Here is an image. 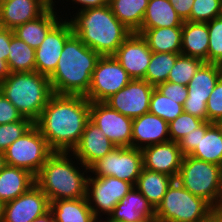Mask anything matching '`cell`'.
I'll use <instances>...</instances> for the list:
<instances>
[{
	"label": "cell",
	"mask_w": 222,
	"mask_h": 222,
	"mask_svg": "<svg viewBox=\"0 0 222 222\" xmlns=\"http://www.w3.org/2000/svg\"><path fill=\"white\" fill-rule=\"evenodd\" d=\"M169 27H183V21L170 2L168 0H149L139 30Z\"/></svg>",
	"instance_id": "83f0119b"
},
{
	"label": "cell",
	"mask_w": 222,
	"mask_h": 222,
	"mask_svg": "<svg viewBox=\"0 0 222 222\" xmlns=\"http://www.w3.org/2000/svg\"><path fill=\"white\" fill-rule=\"evenodd\" d=\"M159 92L179 104H184L188 96L187 86L173 82H163L155 87Z\"/></svg>",
	"instance_id": "7bdbcfd3"
},
{
	"label": "cell",
	"mask_w": 222,
	"mask_h": 222,
	"mask_svg": "<svg viewBox=\"0 0 222 222\" xmlns=\"http://www.w3.org/2000/svg\"><path fill=\"white\" fill-rule=\"evenodd\" d=\"M4 211H5V203L3 201H0V222H3Z\"/></svg>",
	"instance_id": "f5cc1de1"
},
{
	"label": "cell",
	"mask_w": 222,
	"mask_h": 222,
	"mask_svg": "<svg viewBox=\"0 0 222 222\" xmlns=\"http://www.w3.org/2000/svg\"><path fill=\"white\" fill-rule=\"evenodd\" d=\"M136 33L141 34L152 52L181 53L182 27L152 28Z\"/></svg>",
	"instance_id": "f1b7e54d"
},
{
	"label": "cell",
	"mask_w": 222,
	"mask_h": 222,
	"mask_svg": "<svg viewBox=\"0 0 222 222\" xmlns=\"http://www.w3.org/2000/svg\"><path fill=\"white\" fill-rule=\"evenodd\" d=\"M32 222H56L51 211L47 212L41 217L34 219Z\"/></svg>",
	"instance_id": "681fc988"
},
{
	"label": "cell",
	"mask_w": 222,
	"mask_h": 222,
	"mask_svg": "<svg viewBox=\"0 0 222 222\" xmlns=\"http://www.w3.org/2000/svg\"><path fill=\"white\" fill-rule=\"evenodd\" d=\"M117 147L90 120L77 146L71 152L88 169Z\"/></svg>",
	"instance_id": "d6986e66"
},
{
	"label": "cell",
	"mask_w": 222,
	"mask_h": 222,
	"mask_svg": "<svg viewBox=\"0 0 222 222\" xmlns=\"http://www.w3.org/2000/svg\"><path fill=\"white\" fill-rule=\"evenodd\" d=\"M54 0H7L0 4L1 27L14 30L16 27L36 19Z\"/></svg>",
	"instance_id": "ffe728a7"
},
{
	"label": "cell",
	"mask_w": 222,
	"mask_h": 222,
	"mask_svg": "<svg viewBox=\"0 0 222 222\" xmlns=\"http://www.w3.org/2000/svg\"><path fill=\"white\" fill-rule=\"evenodd\" d=\"M204 122V120L183 111L175 120L168 123L170 141L179 142Z\"/></svg>",
	"instance_id": "8d00e7d4"
},
{
	"label": "cell",
	"mask_w": 222,
	"mask_h": 222,
	"mask_svg": "<svg viewBox=\"0 0 222 222\" xmlns=\"http://www.w3.org/2000/svg\"><path fill=\"white\" fill-rule=\"evenodd\" d=\"M200 126L184 136L178 143L183 156L190 155L199 144Z\"/></svg>",
	"instance_id": "ee69618b"
},
{
	"label": "cell",
	"mask_w": 222,
	"mask_h": 222,
	"mask_svg": "<svg viewBox=\"0 0 222 222\" xmlns=\"http://www.w3.org/2000/svg\"><path fill=\"white\" fill-rule=\"evenodd\" d=\"M222 166V124L205 121L200 126V140L189 155Z\"/></svg>",
	"instance_id": "cb8c5ba5"
},
{
	"label": "cell",
	"mask_w": 222,
	"mask_h": 222,
	"mask_svg": "<svg viewBox=\"0 0 222 222\" xmlns=\"http://www.w3.org/2000/svg\"><path fill=\"white\" fill-rule=\"evenodd\" d=\"M214 209L222 212V171H221V188H220V193L218 197V203Z\"/></svg>",
	"instance_id": "f907efd6"
},
{
	"label": "cell",
	"mask_w": 222,
	"mask_h": 222,
	"mask_svg": "<svg viewBox=\"0 0 222 222\" xmlns=\"http://www.w3.org/2000/svg\"><path fill=\"white\" fill-rule=\"evenodd\" d=\"M90 121L117 147H132L133 119L104 102H90Z\"/></svg>",
	"instance_id": "4fadbf2b"
},
{
	"label": "cell",
	"mask_w": 222,
	"mask_h": 222,
	"mask_svg": "<svg viewBox=\"0 0 222 222\" xmlns=\"http://www.w3.org/2000/svg\"><path fill=\"white\" fill-rule=\"evenodd\" d=\"M181 20L187 21L194 4V0H168Z\"/></svg>",
	"instance_id": "f6af8a7d"
},
{
	"label": "cell",
	"mask_w": 222,
	"mask_h": 222,
	"mask_svg": "<svg viewBox=\"0 0 222 222\" xmlns=\"http://www.w3.org/2000/svg\"><path fill=\"white\" fill-rule=\"evenodd\" d=\"M65 1H66V3H65ZM109 1L110 0H62V1L61 0H54V4L55 5L59 4L58 5L59 8L57 7V10L60 13L61 17L64 19H68L72 14H74L77 11H82V10L88 9V8L103 7V6L109 5ZM64 3L66 4V6L68 8L65 6ZM63 4H64V6H63ZM68 5H70V6H68ZM60 6H62L63 9ZM66 8L68 9L69 12L66 10ZM70 10L71 11L73 10L72 13ZM62 12H63V14H62ZM67 12H68V14H67Z\"/></svg>",
	"instance_id": "ab89813d"
},
{
	"label": "cell",
	"mask_w": 222,
	"mask_h": 222,
	"mask_svg": "<svg viewBox=\"0 0 222 222\" xmlns=\"http://www.w3.org/2000/svg\"><path fill=\"white\" fill-rule=\"evenodd\" d=\"M53 153L46 138L35 125L4 151L7 165L26 169L34 176Z\"/></svg>",
	"instance_id": "ba28073f"
},
{
	"label": "cell",
	"mask_w": 222,
	"mask_h": 222,
	"mask_svg": "<svg viewBox=\"0 0 222 222\" xmlns=\"http://www.w3.org/2000/svg\"><path fill=\"white\" fill-rule=\"evenodd\" d=\"M0 91L23 117L33 123L54 94L49 77L36 71L11 73L0 84Z\"/></svg>",
	"instance_id": "5b68a950"
},
{
	"label": "cell",
	"mask_w": 222,
	"mask_h": 222,
	"mask_svg": "<svg viewBox=\"0 0 222 222\" xmlns=\"http://www.w3.org/2000/svg\"><path fill=\"white\" fill-rule=\"evenodd\" d=\"M142 222H158V220L155 217H151V218H148V219H146L145 221H142Z\"/></svg>",
	"instance_id": "db71d44e"
},
{
	"label": "cell",
	"mask_w": 222,
	"mask_h": 222,
	"mask_svg": "<svg viewBox=\"0 0 222 222\" xmlns=\"http://www.w3.org/2000/svg\"><path fill=\"white\" fill-rule=\"evenodd\" d=\"M13 30L0 27V59L7 61Z\"/></svg>",
	"instance_id": "bcb514c9"
},
{
	"label": "cell",
	"mask_w": 222,
	"mask_h": 222,
	"mask_svg": "<svg viewBox=\"0 0 222 222\" xmlns=\"http://www.w3.org/2000/svg\"><path fill=\"white\" fill-rule=\"evenodd\" d=\"M204 222H222V212L214 210Z\"/></svg>",
	"instance_id": "c3c4849f"
},
{
	"label": "cell",
	"mask_w": 222,
	"mask_h": 222,
	"mask_svg": "<svg viewBox=\"0 0 222 222\" xmlns=\"http://www.w3.org/2000/svg\"><path fill=\"white\" fill-rule=\"evenodd\" d=\"M73 35L71 23L62 18L35 49V71L50 77L57 66L65 42Z\"/></svg>",
	"instance_id": "9a60e30c"
},
{
	"label": "cell",
	"mask_w": 222,
	"mask_h": 222,
	"mask_svg": "<svg viewBox=\"0 0 222 222\" xmlns=\"http://www.w3.org/2000/svg\"><path fill=\"white\" fill-rule=\"evenodd\" d=\"M214 210L209 202L174 180L155 209V218L158 222H204Z\"/></svg>",
	"instance_id": "8992f818"
},
{
	"label": "cell",
	"mask_w": 222,
	"mask_h": 222,
	"mask_svg": "<svg viewBox=\"0 0 222 222\" xmlns=\"http://www.w3.org/2000/svg\"><path fill=\"white\" fill-rule=\"evenodd\" d=\"M113 56L132 79H144L152 51L141 34L132 32Z\"/></svg>",
	"instance_id": "e0dca14e"
},
{
	"label": "cell",
	"mask_w": 222,
	"mask_h": 222,
	"mask_svg": "<svg viewBox=\"0 0 222 222\" xmlns=\"http://www.w3.org/2000/svg\"><path fill=\"white\" fill-rule=\"evenodd\" d=\"M90 120V101L83 95L53 94L34 122L54 152H72Z\"/></svg>",
	"instance_id": "6da1fadb"
},
{
	"label": "cell",
	"mask_w": 222,
	"mask_h": 222,
	"mask_svg": "<svg viewBox=\"0 0 222 222\" xmlns=\"http://www.w3.org/2000/svg\"><path fill=\"white\" fill-rule=\"evenodd\" d=\"M221 77L220 64L204 62L187 85L188 96L183 104L184 112L208 121L206 104Z\"/></svg>",
	"instance_id": "7c38bea8"
},
{
	"label": "cell",
	"mask_w": 222,
	"mask_h": 222,
	"mask_svg": "<svg viewBox=\"0 0 222 222\" xmlns=\"http://www.w3.org/2000/svg\"><path fill=\"white\" fill-rule=\"evenodd\" d=\"M100 57L73 34L65 42L56 69L49 77L53 93L85 96Z\"/></svg>",
	"instance_id": "277c9868"
},
{
	"label": "cell",
	"mask_w": 222,
	"mask_h": 222,
	"mask_svg": "<svg viewBox=\"0 0 222 222\" xmlns=\"http://www.w3.org/2000/svg\"><path fill=\"white\" fill-rule=\"evenodd\" d=\"M142 154L145 169L177 179L183 159L178 142L168 141L150 145L142 149Z\"/></svg>",
	"instance_id": "ac0fdd59"
},
{
	"label": "cell",
	"mask_w": 222,
	"mask_h": 222,
	"mask_svg": "<svg viewBox=\"0 0 222 222\" xmlns=\"http://www.w3.org/2000/svg\"><path fill=\"white\" fill-rule=\"evenodd\" d=\"M35 185V176L23 168L7 165L0 172V201L10 202Z\"/></svg>",
	"instance_id": "484cf974"
},
{
	"label": "cell",
	"mask_w": 222,
	"mask_h": 222,
	"mask_svg": "<svg viewBox=\"0 0 222 222\" xmlns=\"http://www.w3.org/2000/svg\"><path fill=\"white\" fill-rule=\"evenodd\" d=\"M209 45L207 63H222V15L207 22Z\"/></svg>",
	"instance_id": "d590c367"
},
{
	"label": "cell",
	"mask_w": 222,
	"mask_h": 222,
	"mask_svg": "<svg viewBox=\"0 0 222 222\" xmlns=\"http://www.w3.org/2000/svg\"><path fill=\"white\" fill-rule=\"evenodd\" d=\"M16 121H31L22 116L16 107L0 91V125Z\"/></svg>",
	"instance_id": "b9f144b4"
},
{
	"label": "cell",
	"mask_w": 222,
	"mask_h": 222,
	"mask_svg": "<svg viewBox=\"0 0 222 222\" xmlns=\"http://www.w3.org/2000/svg\"><path fill=\"white\" fill-rule=\"evenodd\" d=\"M170 141L168 123L150 112L133 119L132 147L143 149Z\"/></svg>",
	"instance_id": "44dd1931"
},
{
	"label": "cell",
	"mask_w": 222,
	"mask_h": 222,
	"mask_svg": "<svg viewBox=\"0 0 222 222\" xmlns=\"http://www.w3.org/2000/svg\"><path fill=\"white\" fill-rule=\"evenodd\" d=\"M153 89L154 86L143 79H132L123 89L109 97L104 103L111 109L135 119L149 112Z\"/></svg>",
	"instance_id": "5bb4252c"
},
{
	"label": "cell",
	"mask_w": 222,
	"mask_h": 222,
	"mask_svg": "<svg viewBox=\"0 0 222 222\" xmlns=\"http://www.w3.org/2000/svg\"><path fill=\"white\" fill-rule=\"evenodd\" d=\"M50 211L56 222H95L87 198L51 201Z\"/></svg>",
	"instance_id": "4316f807"
},
{
	"label": "cell",
	"mask_w": 222,
	"mask_h": 222,
	"mask_svg": "<svg viewBox=\"0 0 222 222\" xmlns=\"http://www.w3.org/2000/svg\"><path fill=\"white\" fill-rule=\"evenodd\" d=\"M7 166L4 152H0V172Z\"/></svg>",
	"instance_id": "816d5d0a"
},
{
	"label": "cell",
	"mask_w": 222,
	"mask_h": 222,
	"mask_svg": "<svg viewBox=\"0 0 222 222\" xmlns=\"http://www.w3.org/2000/svg\"><path fill=\"white\" fill-rule=\"evenodd\" d=\"M174 180V178L167 174L143 168L135 187L156 209Z\"/></svg>",
	"instance_id": "f546056e"
},
{
	"label": "cell",
	"mask_w": 222,
	"mask_h": 222,
	"mask_svg": "<svg viewBox=\"0 0 222 222\" xmlns=\"http://www.w3.org/2000/svg\"><path fill=\"white\" fill-rule=\"evenodd\" d=\"M180 55L181 53L152 52V57L143 80L154 87L166 82L171 69L175 65L176 59Z\"/></svg>",
	"instance_id": "d6a6232c"
},
{
	"label": "cell",
	"mask_w": 222,
	"mask_h": 222,
	"mask_svg": "<svg viewBox=\"0 0 222 222\" xmlns=\"http://www.w3.org/2000/svg\"><path fill=\"white\" fill-rule=\"evenodd\" d=\"M73 34L100 56H113L132 33L109 5L77 11L68 18Z\"/></svg>",
	"instance_id": "7a4b0ae2"
},
{
	"label": "cell",
	"mask_w": 222,
	"mask_h": 222,
	"mask_svg": "<svg viewBox=\"0 0 222 222\" xmlns=\"http://www.w3.org/2000/svg\"><path fill=\"white\" fill-rule=\"evenodd\" d=\"M143 165L141 149L134 147H115L111 152L95 162L90 168L92 176H112L134 186L140 176Z\"/></svg>",
	"instance_id": "9c48e42d"
},
{
	"label": "cell",
	"mask_w": 222,
	"mask_h": 222,
	"mask_svg": "<svg viewBox=\"0 0 222 222\" xmlns=\"http://www.w3.org/2000/svg\"><path fill=\"white\" fill-rule=\"evenodd\" d=\"M89 169L71 152H54L35 176L50 202L86 197Z\"/></svg>",
	"instance_id": "3957f363"
},
{
	"label": "cell",
	"mask_w": 222,
	"mask_h": 222,
	"mask_svg": "<svg viewBox=\"0 0 222 222\" xmlns=\"http://www.w3.org/2000/svg\"><path fill=\"white\" fill-rule=\"evenodd\" d=\"M149 0H110L109 6L115 17L130 31L137 32L148 6Z\"/></svg>",
	"instance_id": "4dcf8cb0"
},
{
	"label": "cell",
	"mask_w": 222,
	"mask_h": 222,
	"mask_svg": "<svg viewBox=\"0 0 222 222\" xmlns=\"http://www.w3.org/2000/svg\"><path fill=\"white\" fill-rule=\"evenodd\" d=\"M131 80L114 56H101L92 73L89 91L85 97L90 102H105Z\"/></svg>",
	"instance_id": "8fae6325"
},
{
	"label": "cell",
	"mask_w": 222,
	"mask_h": 222,
	"mask_svg": "<svg viewBox=\"0 0 222 222\" xmlns=\"http://www.w3.org/2000/svg\"><path fill=\"white\" fill-rule=\"evenodd\" d=\"M222 166L183 156L177 181L193 195L209 202L214 208L217 206L221 188Z\"/></svg>",
	"instance_id": "52a82bcc"
},
{
	"label": "cell",
	"mask_w": 222,
	"mask_h": 222,
	"mask_svg": "<svg viewBox=\"0 0 222 222\" xmlns=\"http://www.w3.org/2000/svg\"><path fill=\"white\" fill-rule=\"evenodd\" d=\"M204 62L201 59L180 55L171 69L168 82L187 86L191 78Z\"/></svg>",
	"instance_id": "e575fe53"
},
{
	"label": "cell",
	"mask_w": 222,
	"mask_h": 222,
	"mask_svg": "<svg viewBox=\"0 0 222 222\" xmlns=\"http://www.w3.org/2000/svg\"><path fill=\"white\" fill-rule=\"evenodd\" d=\"M209 33L207 22L184 21L181 38V54L201 59L207 63Z\"/></svg>",
	"instance_id": "d4e9b609"
},
{
	"label": "cell",
	"mask_w": 222,
	"mask_h": 222,
	"mask_svg": "<svg viewBox=\"0 0 222 222\" xmlns=\"http://www.w3.org/2000/svg\"><path fill=\"white\" fill-rule=\"evenodd\" d=\"M11 74L8 62L0 59V84Z\"/></svg>",
	"instance_id": "7dc6e473"
},
{
	"label": "cell",
	"mask_w": 222,
	"mask_h": 222,
	"mask_svg": "<svg viewBox=\"0 0 222 222\" xmlns=\"http://www.w3.org/2000/svg\"><path fill=\"white\" fill-rule=\"evenodd\" d=\"M95 222H109L107 219H96Z\"/></svg>",
	"instance_id": "11a10c76"
},
{
	"label": "cell",
	"mask_w": 222,
	"mask_h": 222,
	"mask_svg": "<svg viewBox=\"0 0 222 222\" xmlns=\"http://www.w3.org/2000/svg\"><path fill=\"white\" fill-rule=\"evenodd\" d=\"M62 19L54 3L39 17L28 21L13 30L14 36L37 49L47 33Z\"/></svg>",
	"instance_id": "603a6c76"
},
{
	"label": "cell",
	"mask_w": 222,
	"mask_h": 222,
	"mask_svg": "<svg viewBox=\"0 0 222 222\" xmlns=\"http://www.w3.org/2000/svg\"><path fill=\"white\" fill-rule=\"evenodd\" d=\"M184 111L183 105L175 102L159 92L155 87L153 89L149 112L157 115L167 123L175 120Z\"/></svg>",
	"instance_id": "836d02e7"
},
{
	"label": "cell",
	"mask_w": 222,
	"mask_h": 222,
	"mask_svg": "<svg viewBox=\"0 0 222 222\" xmlns=\"http://www.w3.org/2000/svg\"><path fill=\"white\" fill-rule=\"evenodd\" d=\"M208 121L212 123L222 122V77L216 83L208 98L207 104Z\"/></svg>",
	"instance_id": "60d3db41"
},
{
	"label": "cell",
	"mask_w": 222,
	"mask_h": 222,
	"mask_svg": "<svg viewBox=\"0 0 222 222\" xmlns=\"http://www.w3.org/2000/svg\"><path fill=\"white\" fill-rule=\"evenodd\" d=\"M222 15V0H194L187 21L208 22Z\"/></svg>",
	"instance_id": "74e56055"
},
{
	"label": "cell",
	"mask_w": 222,
	"mask_h": 222,
	"mask_svg": "<svg viewBox=\"0 0 222 222\" xmlns=\"http://www.w3.org/2000/svg\"><path fill=\"white\" fill-rule=\"evenodd\" d=\"M133 187L134 185L132 183L112 176L98 177L92 176L89 173L86 198L95 217L97 219H107L116 204L125 197Z\"/></svg>",
	"instance_id": "30bf717a"
},
{
	"label": "cell",
	"mask_w": 222,
	"mask_h": 222,
	"mask_svg": "<svg viewBox=\"0 0 222 222\" xmlns=\"http://www.w3.org/2000/svg\"><path fill=\"white\" fill-rule=\"evenodd\" d=\"M50 200L35 184L16 199L5 203L3 222H32L50 211Z\"/></svg>",
	"instance_id": "2e32d148"
},
{
	"label": "cell",
	"mask_w": 222,
	"mask_h": 222,
	"mask_svg": "<svg viewBox=\"0 0 222 222\" xmlns=\"http://www.w3.org/2000/svg\"><path fill=\"white\" fill-rule=\"evenodd\" d=\"M7 62L11 73L33 72L35 71V49L13 36Z\"/></svg>",
	"instance_id": "1f68e13d"
},
{
	"label": "cell",
	"mask_w": 222,
	"mask_h": 222,
	"mask_svg": "<svg viewBox=\"0 0 222 222\" xmlns=\"http://www.w3.org/2000/svg\"><path fill=\"white\" fill-rule=\"evenodd\" d=\"M155 217V209L134 186L115 206L107 220L109 222H142Z\"/></svg>",
	"instance_id": "7402d4cb"
},
{
	"label": "cell",
	"mask_w": 222,
	"mask_h": 222,
	"mask_svg": "<svg viewBox=\"0 0 222 222\" xmlns=\"http://www.w3.org/2000/svg\"><path fill=\"white\" fill-rule=\"evenodd\" d=\"M34 123L32 121H16L0 125V152H4L16 139L28 131Z\"/></svg>",
	"instance_id": "f35d334b"
}]
</instances>
